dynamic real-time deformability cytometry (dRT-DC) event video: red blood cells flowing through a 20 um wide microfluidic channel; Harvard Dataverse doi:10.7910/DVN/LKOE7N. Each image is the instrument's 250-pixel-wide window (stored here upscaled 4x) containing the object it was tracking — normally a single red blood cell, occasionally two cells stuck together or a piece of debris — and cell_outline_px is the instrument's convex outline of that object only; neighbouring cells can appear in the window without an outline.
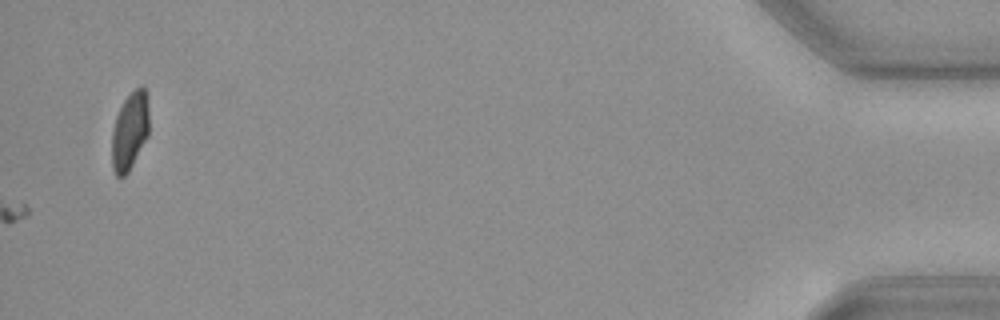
{"species": "common noctule bat (a hibernating species)", "species_latin": "Nyctalus noctula", "temperature_condition": "cold", "stored_images_in_passage": 45, "camera_frame_rate_fps": 3000, "um_per_image_px": 0.085, "animal": {"sex": "female", "body_mass_g": 19.3, "forearm_length_mm": 54.1}, "frame": {"image": 1, "passage_image": 45, "time_ms": 14.667, "image_size_px": [1000, 320], "cell_outline_px": [[148, 136], [128, 172], [124, 176], [116, 176], [112, 168], [112, 132], [116, 116], [124, 100], [140, 84], [144, 84], [148, 92]], "centroid_in_image_um": [11.05, 11.09], "position_along_channel_um": 424.2, "area_um2": 16.99}}